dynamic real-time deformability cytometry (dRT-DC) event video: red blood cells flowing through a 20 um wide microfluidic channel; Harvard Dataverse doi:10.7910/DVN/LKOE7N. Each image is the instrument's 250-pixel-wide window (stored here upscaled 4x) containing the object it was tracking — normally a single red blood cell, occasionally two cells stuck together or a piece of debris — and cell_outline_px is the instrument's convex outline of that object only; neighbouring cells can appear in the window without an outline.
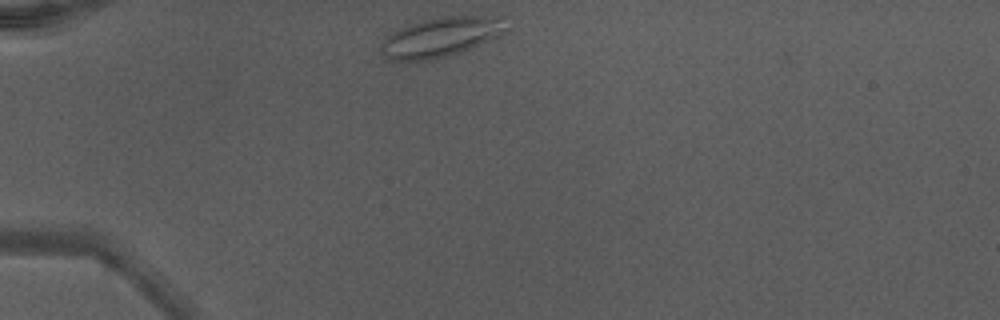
{"species": "Egyptian fruit bat (a non-hibernating species)", "species_latin": "Rousettus aegyptiacus", "temperature_condition": "warm", "stored_images_in_passage": 36, "camera_frame_rate_fps": 3000, "um_per_image_px": 0.085, "animal": {"sex": "male"}, "frame": {"image": 1, "passage_image": 1, "time_ms": 0.0, "image_size_px": [1000, 320], "cell_outline_px": [[508, 16], [504, 36], [460, 52], [428, 60], [388, 60], [384, 56], [380, 48], [384, 40], [388, 36], [400, 28], [424, 20], [440, 16]], "centroid_in_image_um": [37.59, 3.13], "position_along_channel_um": 47.4, "area_um2": 28.96}}
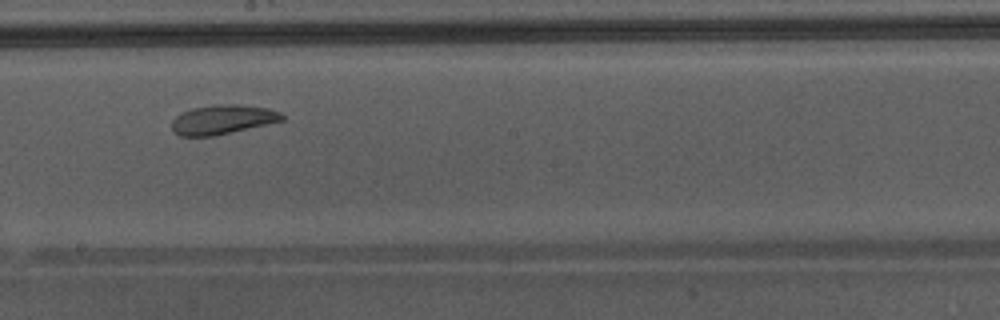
{"frame": {"image": 2, "passage_image": 16, "time_ms": 5.0, "image_size_px": [1000, 320], "cell_outline_px": [[284, 120], [212, 136], [180, 136], [172, 132], [172, 120], [180, 112], [192, 108], [216, 104], [236, 104], [268, 108], [280, 112], [284, 116]], "centroid_in_image_um": [18.87, 10.15], "position_along_channel_um": 229.3, "area_um2": 18.79}, "authors_computed_cell_mechanics": {"area_um2": 21.386, "velocity_mm_per_s": 4.3162, "shape_relaxation_time_tau1_ms": 3.3545, "shape_relaxation_time_tau2_ms": 4.2614, "deformation_change_tau1": 0.0844, "deformation_change_tau2": 0.0707}}